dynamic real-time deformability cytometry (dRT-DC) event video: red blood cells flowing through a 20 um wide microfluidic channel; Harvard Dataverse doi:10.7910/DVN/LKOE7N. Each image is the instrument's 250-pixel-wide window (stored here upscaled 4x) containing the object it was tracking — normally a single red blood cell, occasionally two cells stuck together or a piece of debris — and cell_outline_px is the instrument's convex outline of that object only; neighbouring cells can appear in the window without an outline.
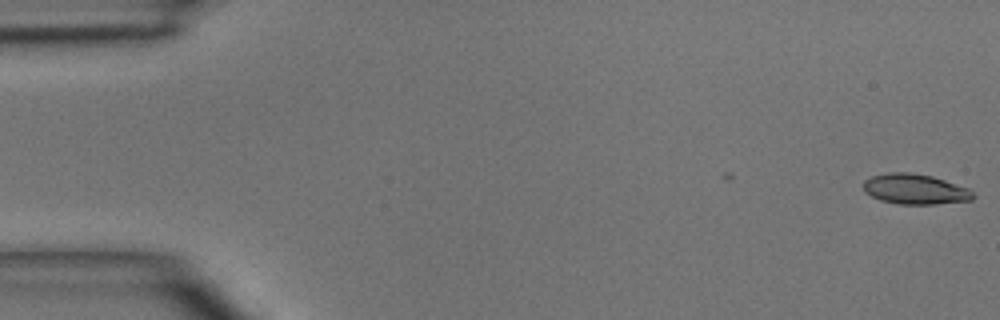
{"species": "common noctule bat (a hibernating species)", "species_latin": "Nyctalus noctula", "temperature_condition": "room temperature", "stored_images_in_passage": 4, "camera_frame_rate_fps": 3000, "um_per_image_px": 0.085, "animal": {"sex": "male", "body_mass_g": 15.6}, "frame": {"image": 1, "passage_image": 1, "time_ms": 0.0, "image_size_px": [1000, 320], "cell_outline_px": [[976, 196], [972, 200], [936, 204], [900, 204], [880, 200], [864, 192], [864, 180], [872, 176], [888, 172], [908, 172], [932, 176], [968, 188]], "centroid_in_image_um": [77.78, 16.08], "position_along_channel_um": 7.2, "area_um2": 19.31}}
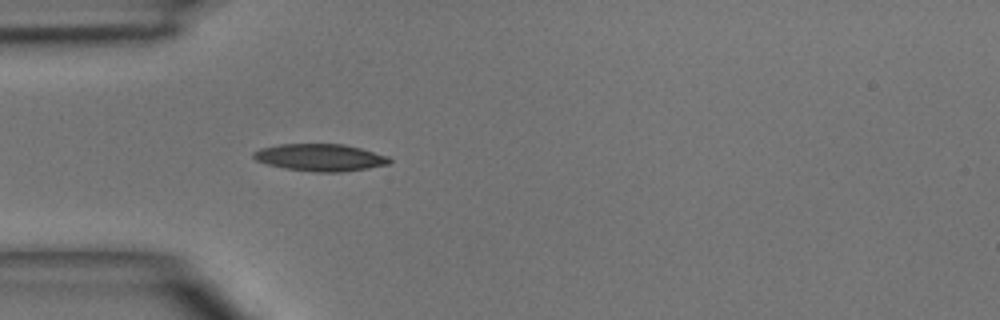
{"frame": {"image": 2, "passage_image": 4, "time_ms": 4.333, "image_size_px": [1000, 320], "cell_outline_px": [[392, 160], [388, 164], [368, 168], [340, 172], [312, 172], [284, 168], [268, 164], [256, 160], [252, 156], [252, 152], [260, 148], [280, 144], [344, 144], [360, 148], [388, 156]], "centroid_in_image_um": [27.2, 13.38], "position_along_channel_um": 57.8, "area_um2": 21.5}}